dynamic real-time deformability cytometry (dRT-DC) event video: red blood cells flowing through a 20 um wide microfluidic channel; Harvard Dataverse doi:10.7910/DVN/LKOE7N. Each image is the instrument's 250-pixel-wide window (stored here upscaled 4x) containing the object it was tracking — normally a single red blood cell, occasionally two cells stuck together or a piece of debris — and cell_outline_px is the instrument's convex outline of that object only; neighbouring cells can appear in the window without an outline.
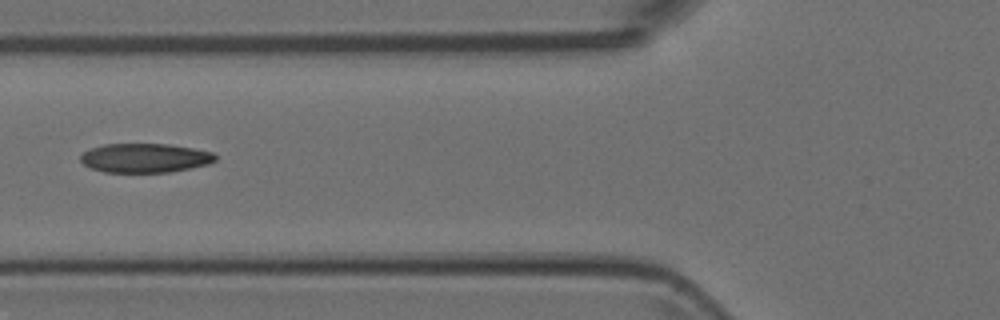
{"species": "Egyptian fruit bat (a non-hibernating species)", "species_latin": "Rousettus aegyptiacus", "temperature_condition": "room temperature", "stored_images_in_passage": 9, "camera_frame_rate_fps": 3000, "um_per_image_px": 0.085, "animal": {"sex": "female"}, "frame": {"image": 1, "passage_image": 6, "time_ms": 1.667, "image_size_px": [1000, 320], "cell_outline_px": [[216, 160], [208, 164], [172, 172], [104, 172], [92, 168], [84, 164], [80, 160], [80, 156], [84, 152], [92, 148], [104, 144], [168, 144], [192, 148], [212, 152], [216, 156]], "centroid_in_image_um": [12.33, 13.43], "position_along_channel_um": 113.5, "area_um2": 22.77}}
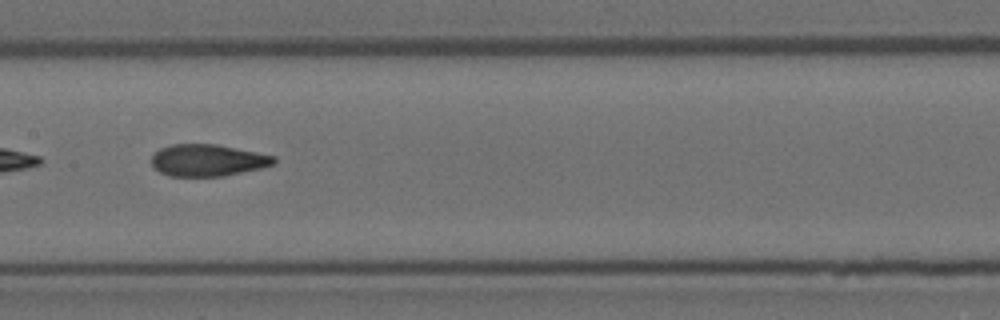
{"frame": {"image": 2, "passage_image": 8, "time_ms": 2.333, "image_size_px": [1000, 320], "cell_outline_px": [[276, 160], [272, 164], [260, 168], [224, 176], [168, 176], [160, 172], [152, 164], [152, 156], [160, 148], [172, 144], [216, 144], [276, 156]], "centroid_in_image_um": [17.64, 13.62], "position_along_channel_um": 189.8, "area_um2": 22.54}}
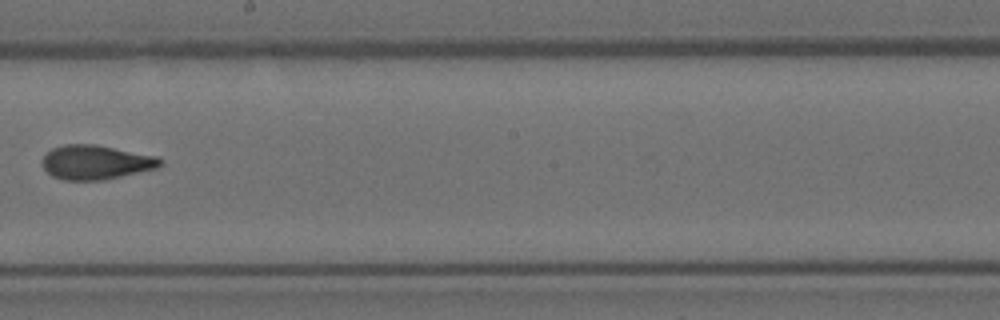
{"frame": {"image": 3, "passage_image": 9, "time_ms": 2.667, "image_size_px": [1000, 320], "cell_outline_px": [[164, 164], [156, 168], [104, 180], [64, 180], [52, 176], [40, 164], [44, 156], [52, 148], [64, 144], [96, 144], [156, 156], [164, 160]], "centroid_in_image_um": [8.14, 13.79], "position_along_channel_um": 240.1, "area_um2": 23.64}}